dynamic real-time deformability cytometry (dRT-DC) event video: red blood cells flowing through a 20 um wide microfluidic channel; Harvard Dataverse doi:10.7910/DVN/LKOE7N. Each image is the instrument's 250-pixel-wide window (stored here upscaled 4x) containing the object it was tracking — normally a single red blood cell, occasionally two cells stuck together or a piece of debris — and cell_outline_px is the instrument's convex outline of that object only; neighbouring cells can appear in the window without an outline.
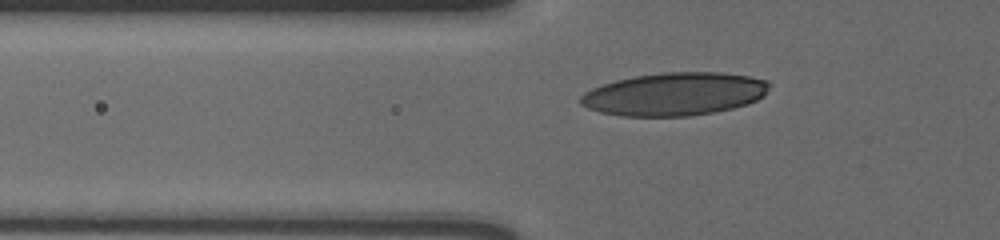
{"species": "human", "species_latin": "Homo sapiens", "temperature_condition": "cold", "stored_images_in_passage": 12, "camera_frame_rate_fps": 3000, "um_per_image_px": 0.085, "donor": {"sex": "male"}, "frame": {"image": 1, "passage_image": 2, "time_ms": 0.333, "image_size_px": [1000, 240], "cell_outline_px": [[772, 84], [764, 96], [756, 100], [732, 108], [712, 112], [688, 116], [624, 116], [600, 112], [588, 108], [580, 104], [580, 96], [584, 92], [592, 88], [616, 80], [636, 76], [660, 72], [720, 72], [748, 76], [768, 80]], "centroid_in_image_um": [57.34, 7.98], "position_along_channel_um": 68.5, "area_um2": 47.22}}
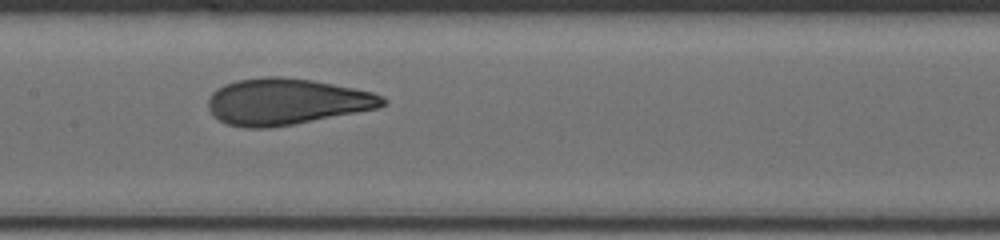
{"frame": {"image": 2, "passage_image": 8, "time_ms": 2.333, "image_size_px": [1000, 240], "cell_outline_px": [[388, 104], [380, 108], [292, 124], [268, 128], [244, 128], [228, 124], [220, 120], [208, 108], [208, 100], [212, 92], [216, 88], [224, 84], [236, 80], [264, 76], [280, 76], [312, 80], [372, 92], [384, 96], [388, 100]], "centroid_in_image_um": [24.36, 8.63], "position_along_channel_um": 183.0, "area_um2": 47.11}}
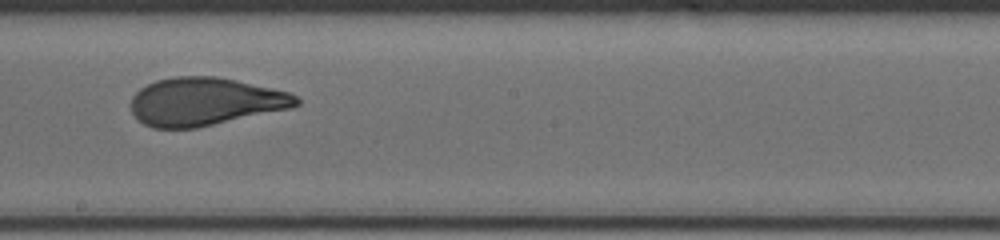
{"frame": {"image": 3, "passage_image": 11, "time_ms": 3.333, "image_size_px": [1000, 240], "cell_outline_px": [[300, 104], [292, 108], [196, 128], [152, 128], [144, 124], [132, 112], [132, 96], [140, 88], [156, 80], [176, 76], [216, 76], [236, 80], [272, 88], [288, 92], [296, 96], [300, 100]], "centroid_in_image_um": [17.44, 8.63], "position_along_channel_um": 230.8, "area_um2": 46.12}}